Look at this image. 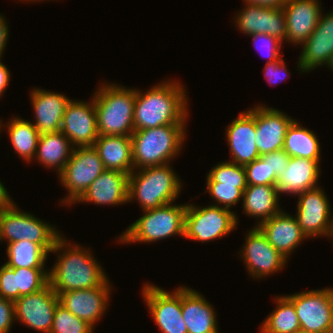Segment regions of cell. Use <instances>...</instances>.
<instances>
[{
    "label": "cell",
    "instance_id": "1",
    "mask_svg": "<svg viewBox=\"0 0 333 333\" xmlns=\"http://www.w3.org/2000/svg\"><path fill=\"white\" fill-rule=\"evenodd\" d=\"M56 252L61 254L51 271H48V277L49 285L57 295L66 291L98 287L108 279L90 251L78 244L71 245L63 235L56 240L50 253Z\"/></svg>",
    "mask_w": 333,
    "mask_h": 333
},
{
    "label": "cell",
    "instance_id": "2",
    "mask_svg": "<svg viewBox=\"0 0 333 333\" xmlns=\"http://www.w3.org/2000/svg\"><path fill=\"white\" fill-rule=\"evenodd\" d=\"M162 83V84H161ZM148 91L136 89L134 129L143 130L168 124H186L187 96L178 81H163Z\"/></svg>",
    "mask_w": 333,
    "mask_h": 333
},
{
    "label": "cell",
    "instance_id": "3",
    "mask_svg": "<svg viewBox=\"0 0 333 333\" xmlns=\"http://www.w3.org/2000/svg\"><path fill=\"white\" fill-rule=\"evenodd\" d=\"M93 95L99 136H128L134 132L136 89L104 83Z\"/></svg>",
    "mask_w": 333,
    "mask_h": 333
},
{
    "label": "cell",
    "instance_id": "4",
    "mask_svg": "<svg viewBox=\"0 0 333 333\" xmlns=\"http://www.w3.org/2000/svg\"><path fill=\"white\" fill-rule=\"evenodd\" d=\"M186 124H168L134 130L132 133L133 171L168 164L181 150Z\"/></svg>",
    "mask_w": 333,
    "mask_h": 333
},
{
    "label": "cell",
    "instance_id": "5",
    "mask_svg": "<svg viewBox=\"0 0 333 333\" xmlns=\"http://www.w3.org/2000/svg\"><path fill=\"white\" fill-rule=\"evenodd\" d=\"M134 171L128 177V202L137 199L143 211L173 203L178 197L182 182L169 163Z\"/></svg>",
    "mask_w": 333,
    "mask_h": 333
},
{
    "label": "cell",
    "instance_id": "6",
    "mask_svg": "<svg viewBox=\"0 0 333 333\" xmlns=\"http://www.w3.org/2000/svg\"><path fill=\"white\" fill-rule=\"evenodd\" d=\"M188 204L172 203L144 210V215L132 223L118 238L122 243L154 242L180 235L184 237L185 214Z\"/></svg>",
    "mask_w": 333,
    "mask_h": 333
},
{
    "label": "cell",
    "instance_id": "7",
    "mask_svg": "<svg viewBox=\"0 0 333 333\" xmlns=\"http://www.w3.org/2000/svg\"><path fill=\"white\" fill-rule=\"evenodd\" d=\"M61 235L56 227L36 218L33 214L19 210L15 203L0 211V241L6 239L9 244L28 240L41 245L50 253Z\"/></svg>",
    "mask_w": 333,
    "mask_h": 333
},
{
    "label": "cell",
    "instance_id": "8",
    "mask_svg": "<svg viewBox=\"0 0 333 333\" xmlns=\"http://www.w3.org/2000/svg\"><path fill=\"white\" fill-rule=\"evenodd\" d=\"M237 220L235 212L215 204L203 208L188 204L184 237L202 243L220 239L236 228Z\"/></svg>",
    "mask_w": 333,
    "mask_h": 333
},
{
    "label": "cell",
    "instance_id": "9",
    "mask_svg": "<svg viewBox=\"0 0 333 333\" xmlns=\"http://www.w3.org/2000/svg\"><path fill=\"white\" fill-rule=\"evenodd\" d=\"M104 170V164L93 146L75 147L59 173L61 184L69 193L60 202L67 206L74 204Z\"/></svg>",
    "mask_w": 333,
    "mask_h": 333
},
{
    "label": "cell",
    "instance_id": "10",
    "mask_svg": "<svg viewBox=\"0 0 333 333\" xmlns=\"http://www.w3.org/2000/svg\"><path fill=\"white\" fill-rule=\"evenodd\" d=\"M295 307L300 329L308 333H333V289L285 295Z\"/></svg>",
    "mask_w": 333,
    "mask_h": 333
},
{
    "label": "cell",
    "instance_id": "11",
    "mask_svg": "<svg viewBox=\"0 0 333 333\" xmlns=\"http://www.w3.org/2000/svg\"><path fill=\"white\" fill-rule=\"evenodd\" d=\"M142 292L148 310L162 333H188L182 317V286L170 293L147 283Z\"/></svg>",
    "mask_w": 333,
    "mask_h": 333
},
{
    "label": "cell",
    "instance_id": "12",
    "mask_svg": "<svg viewBox=\"0 0 333 333\" xmlns=\"http://www.w3.org/2000/svg\"><path fill=\"white\" fill-rule=\"evenodd\" d=\"M296 218L302 232L307 238L315 236L331 237L333 217L327 195L319 186L297 195Z\"/></svg>",
    "mask_w": 333,
    "mask_h": 333
},
{
    "label": "cell",
    "instance_id": "13",
    "mask_svg": "<svg viewBox=\"0 0 333 333\" xmlns=\"http://www.w3.org/2000/svg\"><path fill=\"white\" fill-rule=\"evenodd\" d=\"M59 303V296L48 284L40 291L14 301L15 320L39 332L50 333Z\"/></svg>",
    "mask_w": 333,
    "mask_h": 333
},
{
    "label": "cell",
    "instance_id": "14",
    "mask_svg": "<svg viewBox=\"0 0 333 333\" xmlns=\"http://www.w3.org/2000/svg\"><path fill=\"white\" fill-rule=\"evenodd\" d=\"M245 240L240 257L242 256L247 271L254 278L267 277L282 270L287 263V258L268 242L257 226L248 231Z\"/></svg>",
    "mask_w": 333,
    "mask_h": 333
},
{
    "label": "cell",
    "instance_id": "15",
    "mask_svg": "<svg viewBox=\"0 0 333 333\" xmlns=\"http://www.w3.org/2000/svg\"><path fill=\"white\" fill-rule=\"evenodd\" d=\"M60 131L70 140L72 147L93 146L99 137L93 98L91 102L70 100Z\"/></svg>",
    "mask_w": 333,
    "mask_h": 333
},
{
    "label": "cell",
    "instance_id": "16",
    "mask_svg": "<svg viewBox=\"0 0 333 333\" xmlns=\"http://www.w3.org/2000/svg\"><path fill=\"white\" fill-rule=\"evenodd\" d=\"M107 279L101 286L60 293L59 302L76 317L95 327L108 307L111 285Z\"/></svg>",
    "mask_w": 333,
    "mask_h": 333
},
{
    "label": "cell",
    "instance_id": "17",
    "mask_svg": "<svg viewBox=\"0 0 333 333\" xmlns=\"http://www.w3.org/2000/svg\"><path fill=\"white\" fill-rule=\"evenodd\" d=\"M234 22L244 34L264 33L282 42L286 40V17L284 10L277 7L262 6L245 2V7Z\"/></svg>",
    "mask_w": 333,
    "mask_h": 333
},
{
    "label": "cell",
    "instance_id": "18",
    "mask_svg": "<svg viewBox=\"0 0 333 333\" xmlns=\"http://www.w3.org/2000/svg\"><path fill=\"white\" fill-rule=\"evenodd\" d=\"M294 120L278 109L255 106V141L260 156L283 149L285 135Z\"/></svg>",
    "mask_w": 333,
    "mask_h": 333
},
{
    "label": "cell",
    "instance_id": "19",
    "mask_svg": "<svg viewBox=\"0 0 333 333\" xmlns=\"http://www.w3.org/2000/svg\"><path fill=\"white\" fill-rule=\"evenodd\" d=\"M302 45L297 65L301 73L329 66L333 57V10L324 17L321 13L315 30Z\"/></svg>",
    "mask_w": 333,
    "mask_h": 333
},
{
    "label": "cell",
    "instance_id": "20",
    "mask_svg": "<svg viewBox=\"0 0 333 333\" xmlns=\"http://www.w3.org/2000/svg\"><path fill=\"white\" fill-rule=\"evenodd\" d=\"M255 108L239 113L227 127L226 137L232 160L238 165H246L260 157L256 141Z\"/></svg>",
    "mask_w": 333,
    "mask_h": 333
},
{
    "label": "cell",
    "instance_id": "21",
    "mask_svg": "<svg viewBox=\"0 0 333 333\" xmlns=\"http://www.w3.org/2000/svg\"><path fill=\"white\" fill-rule=\"evenodd\" d=\"M318 0H288L282 9L286 17V41L302 45L315 30L321 16Z\"/></svg>",
    "mask_w": 333,
    "mask_h": 333
},
{
    "label": "cell",
    "instance_id": "22",
    "mask_svg": "<svg viewBox=\"0 0 333 333\" xmlns=\"http://www.w3.org/2000/svg\"><path fill=\"white\" fill-rule=\"evenodd\" d=\"M257 227L266 236L268 242L287 259L302 240L307 239L297 218L283 210L258 224Z\"/></svg>",
    "mask_w": 333,
    "mask_h": 333
},
{
    "label": "cell",
    "instance_id": "23",
    "mask_svg": "<svg viewBox=\"0 0 333 333\" xmlns=\"http://www.w3.org/2000/svg\"><path fill=\"white\" fill-rule=\"evenodd\" d=\"M128 177L126 173L104 170L75 202H94L97 205H119L128 202Z\"/></svg>",
    "mask_w": 333,
    "mask_h": 333
},
{
    "label": "cell",
    "instance_id": "24",
    "mask_svg": "<svg viewBox=\"0 0 333 333\" xmlns=\"http://www.w3.org/2000/svg\"><path fill=\"white\" fill-rule=\"evenodd\" d=\"M30 99L36 118L32 124L39 134L59 132L62 117L71 99L64 94L39 88L31 91Z\"/></svg>",
    "mask_w": 333,
    "mask_h": 333
},
{
    "label": "cell",
    "instance_id": "25",
    "mask_svg": "<svg viewBox=\"0 0 333 333\" xmlns=\"http://www.w3.org/2000/svg\"><path fill=\"white\" fill-rule=\"evenodd\" d=\"M216 315L199 292L182 286V317L188 333H219Z\"/></svg>",
    "mask_w": 333,
    "mask_h": 333
},
{
    "label": "cell",
    "instance_id": "26",
    "mask_svg": "<svg viewBox=\"0 0 333 333\" xmlns=\"http://www.w3.org/2000/svg\"><path fill=\"white\" fill-rule=\"evenodd\" d=\"M320 172V160L290 157L285 172L277 178L275 186L279 195H298L317 187Z\"/></svg>",
    "mask_w": 333,
    "mask_h": 333
},
{
    "label": "cell",
    "instance_id": "27",
    "mask_svg": "<svg viewBox=\"0 0 333 333\" xmlns=\"http://www.w3.org/2000/svg\"><path fill=\"white\" fill-rule=\"evenodd\" d=\"M93 147L106 170L133 172L132 141L128 136H99Z\"/></svg>",
    "mask_w": 333,
    "mask_h": 333
},
{
    "label": "cell",
    "instance_id": "28",
    "mask_svg": "<svg viewBox=\"0 0 333 333\" xmlns=\"http://www.w3.org/2000/svg\"><path fill=\"white\" fill-rule=\"evenodd\" d=\"M279 196L275 185H247L242 207L246 215L260 219L258 225L281 211Z\"/></svg>",
    "mask_w": 333,
    "mask_h": 333
},
{
    "label": "cell",
    "instance_id": "29",
    "mask_svg": "<svg viewBox=\"0 0 333 333\" xmlns=\"http://www.w3.org/2000/svg\"><path fill=\"white\" fill-rule=\"evenodd\" d=\"M73 149L70 140L61 131L40 134L34 159L46 168L54 167L59 174L69 161Z\"/></svg>",
    "mask_w": 333,
    "mask_h": 333
},
{
    "label": "cell",
    "instance_id": "30",
    "mask_svg": "<svg viewBox=\"0 0 333 333\" xmlns=\"http://www.w3.org/2000/svg\"><path fill=\"white\" fill-rule=\"evenodd\" d=\"M283 150L290 157L321 160L320 143L316 134L310 129L304 128L296 120L287 130Z\"/></svg>",
    "mask_w": 333,
    "mask_h": 333
},
{
    "label": "cell",
    "instance_id": "31",
    "mask_svg": "<svg viewBox=\"0 0 333 333\" xmlns=\"http://www.w3.org/2000/svg\"><path fill=\"white\" fill-rule=\"evenodd\" d=\"M8 136L15 152L23 160L30 162L34 159L40 134L31 121L13 117L7 122Z\"/></svg>",
    "mask_w": 333,
    "mask_h": 333
},
{
    "label": "cell",
    "instance_id": "32",
    "mask_svg": "<svg viewBox=\"0 0 333 333\" xmlns=\"http://www.w3.org/2000/svg\"><path fill=\"white\" fill-rule=\"evenodd\" d=\"M7 264L11 268H44L48 252L31 241H17L7 245Z\"/></svg>",
    "mask_w": 333,
    "mask_h": 333
},
{
    "label": "cell",
    "instance_id": "33",
    "mask_svg": "<svg viewBox=\"0 0 333 333\" xmlns=\"http://www.w3.org/2000/svg\"><path fill=\"white\" fill-rule=\"evenodd\" d=\"M276 299V309L262 323L261 333H294L300 330L294 304L286 296Z\"/></svg>",
    "mask_w": 333,
    "mask_h": 333
},
{
    "label": "cell",
    "instance_id": "34",
    "mask_svg": "<svg viewBox=\"0 0 333 333\" xmlns=\"http://www.w3.org/2000/svg\"><path fill=\"white\" fill-rule=\"evenodd\" d=\"M16 282V300L40 291L49 284L45 268H13Z\"/></svg>",
    "mask_w": 333,
    "mask_h": 333
},
{
    "label": "cell",
    "instance_id": "35",
    "mask_svg": "<svg viewBox=\"0 0 333 333\" xmlns=\"http://www.w3.org/2000/svg\"><path fill=\"white\" fill-rule=\"evenodd\" d=\"M207 182H219V185H237L243 192L247 187L246 173L243 165L233 162H221L207 174Z\"/></svg>",
    "mask_w": 333,
    "mask_h": 333
},
{
    "label": "cell",
    "instance_id": "36",
    "mask_svg": "<svg viewBox=\"0 0 333 333\" xmlns=\"http://www.w3.org/2000/svg\"><path fill=\"white\" fill-rule=\"evenodd\" d=\"M93 329L92 325L73 315L60 303L57 305L50 333H93Z\"/></svg>",
    "mask_w": 333,
    "mask_h": 333
},
{
    "label": "cell",
    "instance_id": "37",
    "mask_svg": "<svg viewBox=\"0 0 333 333\" xmlns=\"http://www.w3.org/2000/svg\"><path fill=\"white\" fill-rule=\"evenodd\" d=\"M207 192L217 202L215 206L230 209L243 199V191L237 185H219V182H207ZM219 203V204H218Z\"/></svg>",
    "mask_w": 333,
    "mask_h": 333
},
{
    "label": "cell",
    "instance_id": "38",
    "mask_svg": "<svg viewBox=\"0 0 333 333\" xmlns=\"http://www.w3.org/2000/svg\"><path fill=\"white\" fill-rule=\"evenodd\" d=\"M247 185H270L269 158L264 154L244 165Z\"/></svg>",
    "mask_w": 333,
    "mask_h": 333
},
{
    "label": "cell",
    "instance_id": "39",
    "mask_svg": "<svg viewBox=\"0 0 333 333\" xmlns=\"http://www.w3.org/2000/svg\"><path fill=\"white\" fill-rule=\"evenodd\" d=\"M248 36H251L253 38V43L255 44V48H257V50L260 51L262 50V52L263 50H266L265 53H267V55L264 54V56H267L268 58L267 63L274 62L279 58H281L280 49H281V44L283 43L281 40H279L274 36L264 33H255V34H250ZM257 41L262 43H260L258 46Z\"/></svg>",
    "mask_w": 333,
    "mask_h": 333
},
{
    "label": "cell",
    "instance_id": "40",
    "mask_svg": "<svg viewBox=\"0 0 333 333\" xmlns=\"http://www.w3.org/2000/svg\"><path fill=\"white\" fill-rule=\"evenodd\" d=\"M0 297L11 301L16 300V282L13 268L7 264L0 267Z\"/></svg>",
    "mask_w": 333,
    "mask_h": 333
},
{
    "label": "cell",
    "instance_id": "41",
    "mask_svg": "<svg viewBox=\"0 0 333 333\" xmlns=\"http://www.w3.org/2000/svg\"><path fill=\"white\" fill-rule=\"evenodd\" d=\"M265 155L269 158L270 185H275L277 178L285 172L290 156L283 149Z\"/></svg>",
    "mask_w": 333,
    "mask_h": 333
},
{
    "label": "cell",
    "instance_id": "42",
    "mask_svg": "<svg viewBox=\"0 0 333 333\" xmlns=\"http://www.w3.org/2000/svg\"><path fill=\"white\" fill-rule=\"evenodd\" d=\"M286 67L282 57L274 62L266 63L264 67V77L271 85H277L282 80L285 81V77L289 75Z\"/></svg>",
    "mask_w": 333,
    "mask_h": 333
},
{
    "label": "cell",
    "instance_id": "43",
    "mask_svg": "<svg viewBox=\"0 0 333 333\" xmlns=\"http://www.w3.org/2000/svg\"><path fill=\"white\" fill-rule=\"evenodd\" d=\"M14 321V301L0 297V333H9Z\"/></svg>",
    "mask_w": 333,
    "mask_h": 333
},
{
    "label": "cell",
    "instance_id": "44",
    "mask_svg": "<svg viewBox=\"0 0 333 333\" xmlns=\"http://www.w3.org/2000/svg\"><path fill=\"white\" fill-rule=\"evenodd\" d=\"M4 16L0 14V58H2V54L4 53V49L6 48V43L8 42V25L6 20H4Z\"/></svg>",
    "mask_w": 333,
    "mask_h": 333
},
{
    "label": "cell",
    "instance_id": "45",
    "mask_svg": "<svg viewBox=\"0 0 333 333\" xmlns=\"http://www.w3.org/2000/svg\"><path fill=\"white\" fill-rule=\"evenodd\" d=\"M10 81V73L8 68L2 63L0 58V97L3 95Z\"/></svg>",
    "mask_w": 333,
    "mask_h": 333
},
{
    "label": "cell",
    "instance_id": "46",
    "mask_svg": "<svg viewBox=\"0 0 333 333\" xmlns=\"http://www.w3.org/2000/svg\"><path fill=\"white\" fill-rule=\"evenodd\" d=\"M14 201L11 200L8 191L0 181V211L11 207Z\"/></svg>",
    "mask_w": 333,
    "mask_h": 333
},
{
    "label": "cell",
    "instance_id": "47",
    "mask_svg": "<svg viewBox=\"0 0 333 333\" xmlns=\"http://www.w3.org/2000/svg\"><path fill=\"white\" fill-rule=\"evenodd\" d=\"M248 3L258 4L262 6H270L281 8L288 0H243Z\"/></svg>",
    "mask_w": 333,
    "mask_h": 333
},
{
    "label": "cell",
    "instance_id": "48",
    "mask_svg": "<svg viewBox=\"0 0 333 333\" xmlns=\"http://www.w3.org/2000/svg\"><path fill=\"white\" fill-rule=\"evenodd\" d=\"M328 67H329L331 70H333V57H332V59H331L330 64H329Z\"/></svg>",
    "mask_w": 333,
    "mask_h": 333
},
{
    "label": "cell",
    "instance_id": "49",
    "mask_svg": "<svg viewBox=\"0 0 333 333\" xmlns=\"http://www.w3.org/2000/svg\"><path fill=\"white\" fill-rule=\"evenodd\" d=\"M294 333H308V332H305L304 330H298V331H296V332H294Z\"/></svg>",
    "mask_w": 333,
    "mask_h": 333
},
{
    "label": "cell",
    "instance_id": "50",
    "mask_svg": "<svg viewBox=\"0 0 333 333\" xmlns=\"http://www.w3.org/2000/svg\"><path fill=\"white\" fill-rule=\"evenodd\" d=\"M22 1H24V0H22ZM26 1H27V2H28V1H31V2H32V1H34V2H35V1L37 2V1H38V2H39V1H43V0H26ZM44 1H45V0H44Z\"/></svg>",
    "mask_w": 333,
    "mask_h": 333
},
{
    "label": "cell",
    "instance_id": "51",
    "mask_svg": "<svg viewBox=\"0 0 333 333\" xmlns=\"http://www.w3.org/2000/svg\"><path fill=\"white\" fill-rule=\"evenodd\" d=\"M1 121H2V120H0V131H1V129H2L1 127L4 126V125H1Z\"/></svg>",
    "mask_w": 333,
    "mask_h": 333
}]
</instances>
